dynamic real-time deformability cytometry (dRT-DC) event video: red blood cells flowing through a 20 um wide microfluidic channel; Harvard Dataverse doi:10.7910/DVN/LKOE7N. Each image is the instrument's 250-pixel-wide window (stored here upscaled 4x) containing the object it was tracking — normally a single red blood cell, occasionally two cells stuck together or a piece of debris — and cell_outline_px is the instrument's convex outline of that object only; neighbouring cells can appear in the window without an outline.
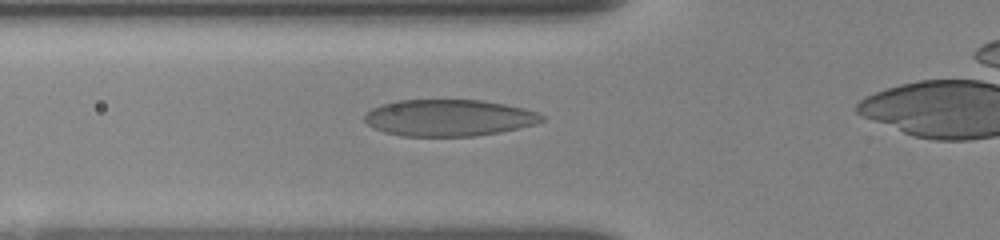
{"species": "human", "species_latin": "Homo sapiens", "temperature_condition": "room temperature", "stored_images_in_passage": 12, "camera_frame_rate_fps": 3000, "um_per_image_px": 0.085, "donor": {"sex": "female"}, "frame": {"image": 1, "passage_image": 4, "time_ms": 1.667, "image_size_px": [1000, 240], "cell_outline_px": [[544, 120], [536, 124], [520, 128], [500, 132], [476, 136], [400, 136], [384, 132], [368, 124], [364, 120], [364, 116], [372, 108], [384, 104], [400, 100], [480, 100], [504, 104], [524, 108], [536, 112], [544, 116]], "centroid_in_image_um": [38.18, 10.02], "position_along_channel_um": 87.6, "area_um2": 37.74}}
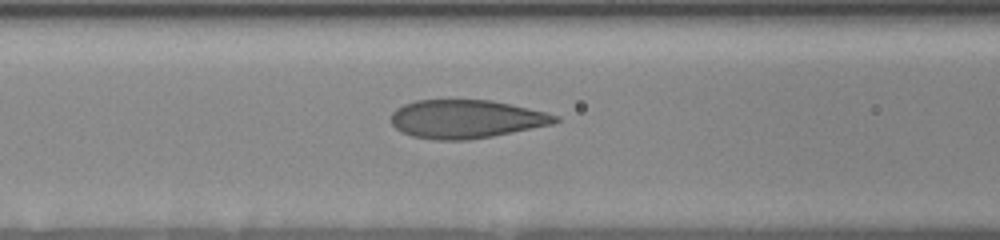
{"frame": {"image": 2, "passage_image": 6, "time_ms": 2.667, "image_size_px": [1000, 240], "cell_outline_px": [[560, 120], [552, 124], [492, 136], [468, 140], [436, 140], [412, 136], [396, 128], [392, 124], [392, 112], [396, 108], [404, 104], [416, 100], [492, 100], [544, 112], [560, 116]], "centroid_in_image_um": [39.6, 10.12], "position_along_channel_um": 127.0, "area_um2": 36.47}}
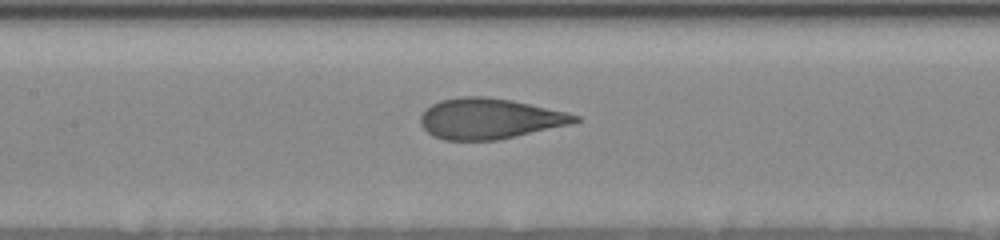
{"frame": {"image": 3, "passage_image": 9, "time_ms": 3.667, "image_size_px": [1000, 240], "cell_outline_px": [[580, 120], [572, 124], [516, 136], [496, 140], [444, 140], [432, 136], [420, 124], [420, 116], [432, 104], [440, 100], [460, 96], [488, 96], [512, 100], [568, 112], [580, 116]], "centroid_in_image_um": [41.62, 10.08], "position_along_channel_um": 165.8, "area_um2": 36.65}}